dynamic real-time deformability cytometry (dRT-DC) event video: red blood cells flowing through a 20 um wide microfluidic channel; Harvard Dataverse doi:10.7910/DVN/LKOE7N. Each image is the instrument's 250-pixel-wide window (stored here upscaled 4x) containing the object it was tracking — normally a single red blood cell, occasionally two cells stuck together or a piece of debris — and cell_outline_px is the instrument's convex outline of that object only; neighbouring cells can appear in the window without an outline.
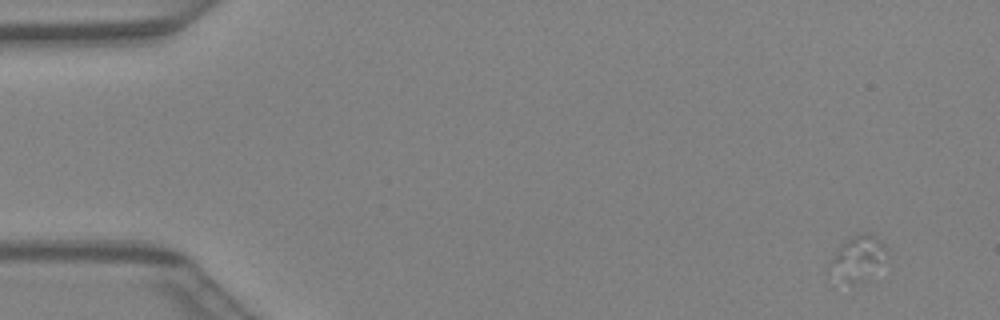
{"species": "Egyptian fruit bat (a non-hibernating species)", "species_latin": "Rousettus aegyptiacus", "temperature_condition": "warm", "stored_images_in_passage": 10, "camera_frame_rate_fps": 3000, "um_per_image_px": 0.085, "animal": {"sex": "female"}, "frame": {"image": 1, "passage_image": 4, "time_ms": 1.0, "image_size_px": [1000, 320], "cell_outline_px": [[888, 248], [864, 276], [856, 284], [852, 284], [828, 272], [832, 260], [836, 252], [852, 236], [864, 232], [868, 232], [884, 244]], "centroid_in_image_um": [72.83, 21.88], "position_along_channel_um": 12.2, "area_um2": 13.12}}